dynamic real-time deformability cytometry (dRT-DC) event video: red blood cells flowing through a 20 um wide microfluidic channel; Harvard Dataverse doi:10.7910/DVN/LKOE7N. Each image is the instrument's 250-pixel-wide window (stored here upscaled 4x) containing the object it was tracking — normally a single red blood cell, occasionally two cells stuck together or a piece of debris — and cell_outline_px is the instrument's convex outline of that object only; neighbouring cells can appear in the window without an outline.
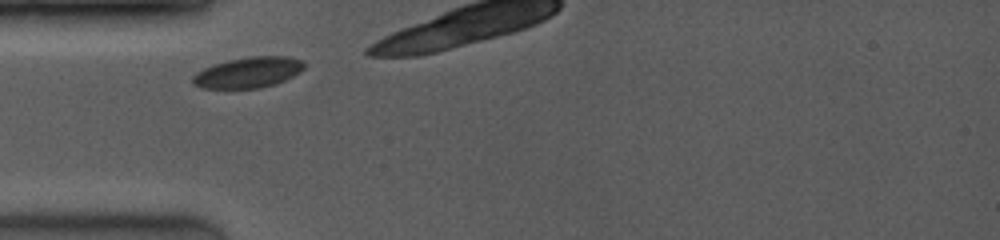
{"species": "common noctule bat (a hibernating species)", "species_latin": "Nyctalus noctula", "temperature_condition": "room temperature", "stored_images_in_passage": 14, "camera_frame_rate_fps": 4000, "um_per_image_px": 0.085, "animal": {"sex": "female", "body_mass_g": 19.0, "forearm_length_mm": 53.3}, "frame": {"image": 1, "passage_image": 1, "time_ms": 0.0, "image_size_px": [1000, 240], "cell_outline_px": [[304, 68], [300, 72], [284, 80], [260, 88], [204, 88], [192, 84], [192, 76], [196, 72], [204, 68], [216, 64], [232, 60], [256, 56], [288, 56], [300, 60], [304, 64]], "centroid_in_image_um": [21.09, 6.16], "position_along_channel_um": 63.9, "area_um2": 19.54}}